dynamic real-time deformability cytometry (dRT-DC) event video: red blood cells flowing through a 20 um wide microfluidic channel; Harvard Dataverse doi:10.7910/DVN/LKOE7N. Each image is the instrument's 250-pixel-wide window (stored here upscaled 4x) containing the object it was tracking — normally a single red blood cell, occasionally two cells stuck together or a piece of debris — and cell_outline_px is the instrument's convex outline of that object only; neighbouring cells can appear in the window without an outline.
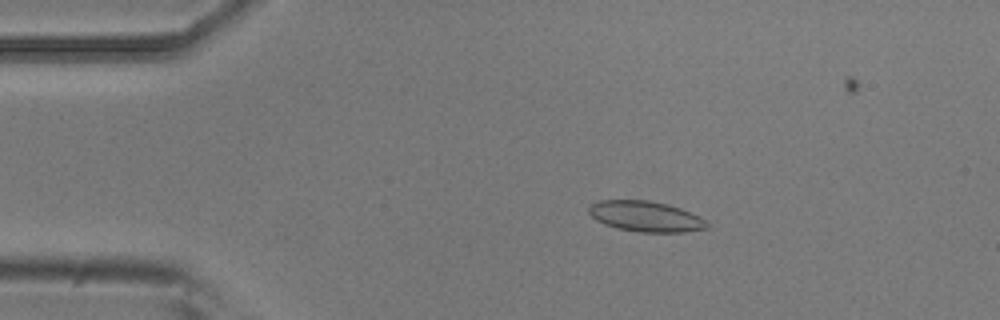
{"species": "common noctule bat (a hibernating species)", "species_latin": "Nyctalus noctula", "temperature_condition": "room temperature", "stored_images_in_passage": 9, "camera_frame_rate_fps": 3000, "um_per_image_px": 0.085, "animal": {"sex": "male", "body_mass_g": 20.5, "forearm_length_mm": 52.5}, "frame": {"image": 1, "passage_image": 3, "time_ms": 0.667, "image_size_px": [1000, 320], "cell_outline_px": [[712, 224], [708, 228], [684, 232], [640, 232], [616, 228], [604, 224], [596, 220], [588, 212], [588, 204], [600, 200], [648, 200], [668, 204], [680, 208], [708, 220]], "centroid_in_image_um": [54.89, 18.39], "position_along_channel_um": 30.1, "area_um2": 21.33}}
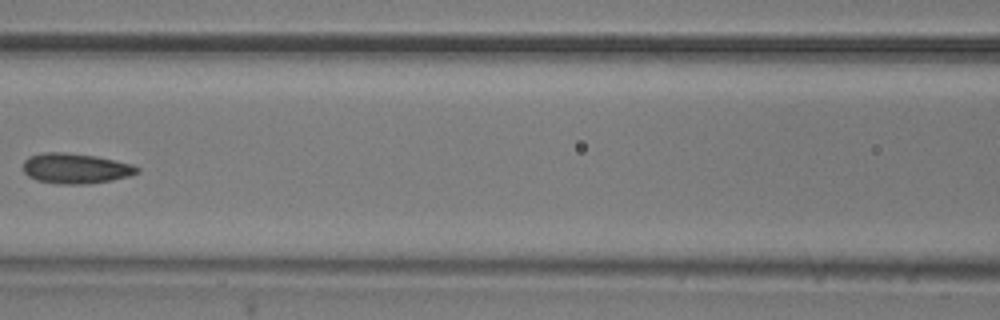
{"frame": {"image": 2, "passage_image": 7, "time_ms": 2.0, "image_size_px": [1000, 320], "cell_outline_px": [[140, 172], [128, 176], [112, 180], [88, 184], [56, 184], [36, 180], [28, 176], [24, 172], [24, 160], [28, 156], [40, 152], [64, 152], [96, 156], [132, 164], [140, 168]], "centroid_in_image_um": [6.41, 14.31], "position_along_channel_um": 160.2, "area_um2": 20.29}}
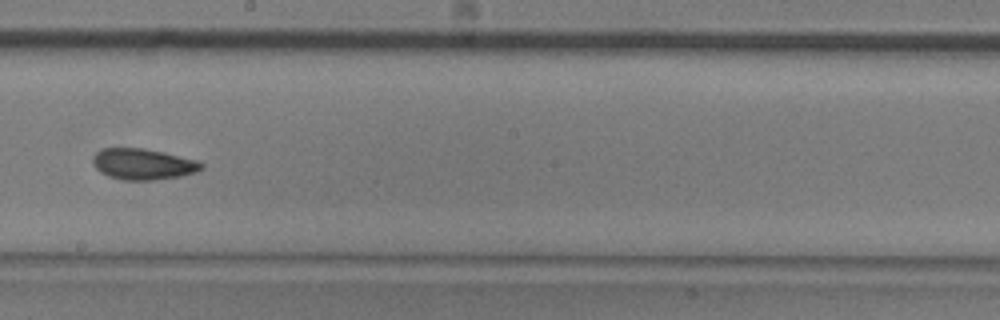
{"frame": {"image": 3, "passage_image": 9, "time_ms": 2.667, "image_size_px": [1000, 320], "cell_outline_px": [[204, 168], [196, 172], [180, 176], [156, 180], [120, 180], [108, 176], [100, 172], [96, 168], [92, 160], [92, 156], [100, 148], [144, 148], [164, 152], [200, 160], [204, 164]], "centroid_in_image_um": [12.18, 13.94], "position_along_channel_um": 236.0, "area_um2": 20.0}}